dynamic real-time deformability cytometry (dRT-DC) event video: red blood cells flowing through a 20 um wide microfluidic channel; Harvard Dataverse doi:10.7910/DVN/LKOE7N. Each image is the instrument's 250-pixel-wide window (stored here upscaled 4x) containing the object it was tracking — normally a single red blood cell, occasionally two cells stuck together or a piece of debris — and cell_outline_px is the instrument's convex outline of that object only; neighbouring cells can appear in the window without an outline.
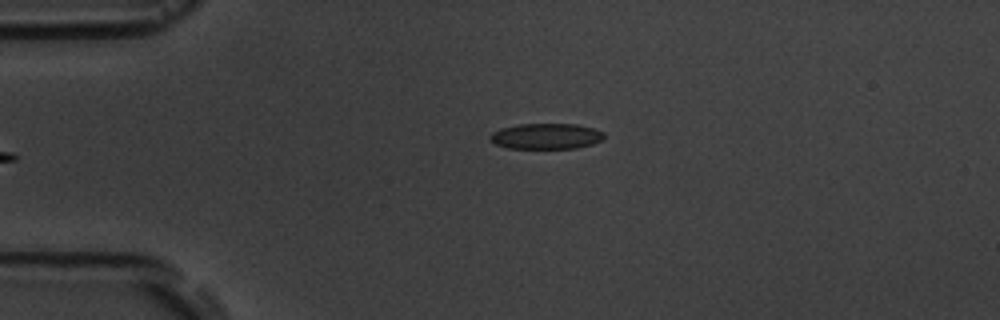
{"species": "common noctule bat (a hibernating species)", "species_latin": "Nyctalus noctula", "temperature_condition": "room temperature", "stored_images_in_passage": 5, "camera_frame_rate_fps": 3000, "um_per_image_px": 0.085, "animal": {"sex": "male", "body_mass_g": 19.5, "forearm_length_mm": 54.6}, "frame": {"image": 1, "passage_image": 5, "time_ms": 4.333, "image_size_px": [1000, 320], "cell_outline_px": [[604, 140], [592, 144], [576, 148], [508, 148], [496, 144], [488, 136], [492, 132], [500, 128], [516, 124], [576, 124], [592, 128], [604, 132]], "centroid_in_image_um": [46.42, 11.57], "position_along_channel_um": 38.6, "area_um2": 17.11}}